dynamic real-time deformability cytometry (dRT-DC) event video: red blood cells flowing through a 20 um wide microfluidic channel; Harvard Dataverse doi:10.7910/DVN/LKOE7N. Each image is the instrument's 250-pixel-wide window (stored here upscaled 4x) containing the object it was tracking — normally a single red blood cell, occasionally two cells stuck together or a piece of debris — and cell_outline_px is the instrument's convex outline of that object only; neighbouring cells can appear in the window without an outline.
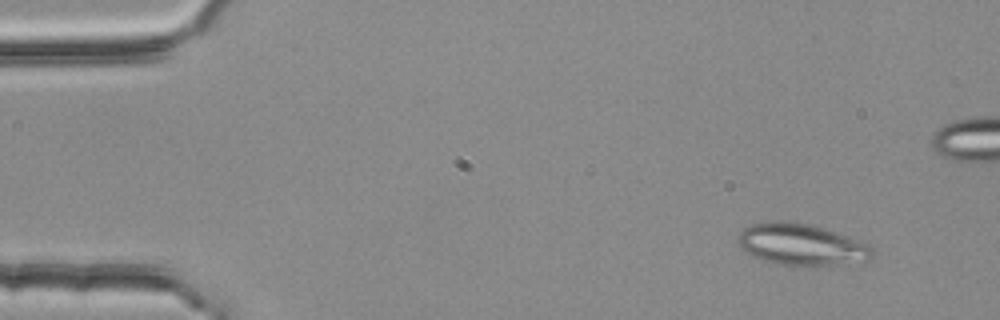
{"species": "common noctule bat (a hibernating species)", "species_latin": "Nyctalus noctula", "temperature_condition": "room temperature", "stored_images_in_passage": 4, "camera_frame_rate_fps": 3000, "um_per_image_px": 0.085, "animal": {"sex": "female", "body_mass_g": 25.1}, "frame": {"image": 1, "passage_image": 1, "time_ms": 0.0, "image_size_px": [1000, 320], "cell_outline_px": [[876, 256], [872, 260], [840, 264], [780, 264], [764, 260], [752, 256], [744, 252], [740, 248], [736, 240], [740, 232], [744, 228], [752, 224], [768, 220], [784, 220], [808, 224], [868, 244], [876, 252]], "centroid_in_image_um": [68.07, 20.77], "position_along_channel_um": 16.9, "area_um2": 32.19}}